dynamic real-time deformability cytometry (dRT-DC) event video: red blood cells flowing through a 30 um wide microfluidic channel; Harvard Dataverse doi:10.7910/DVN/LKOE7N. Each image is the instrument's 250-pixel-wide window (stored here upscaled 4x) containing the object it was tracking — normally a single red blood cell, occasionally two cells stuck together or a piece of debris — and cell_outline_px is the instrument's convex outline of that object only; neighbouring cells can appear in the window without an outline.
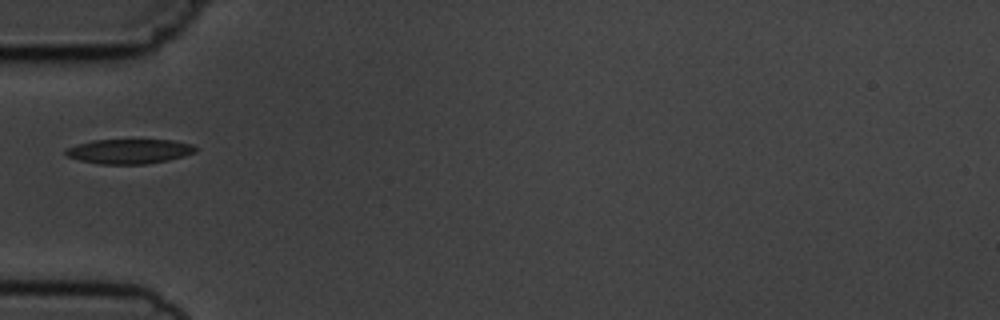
{"species": "common noctule bat (a hibernating species)", "species_latin": "Nyctalus noctula", "temperature_condition": "cold", "stored_images_in_passage": 2, "camera_frame_rate_fps": 3000, "um_per_image_px": 0.085, "animal": {"sex": "male", "body_mass_g": 19.5, "forearm_length_mm": 54.6}, "frame": {"image": 1, "passage_image": 1, "time_ms": 0.0, "image_size_px": [1000, 320], "cell_outline_px": [[196, 152], [184, 156], [168, 160], [144, 164], [100, 164], [80, 160], [68, 156], [64, 152], [64, 148], [76, 144], [92, 140], [172, 140], [192, 144], [196, 148]], "centroid_in_image_um": [10.96, 12.86], "position_along_channel_um": 74.0, "area_um2": 18.67}}
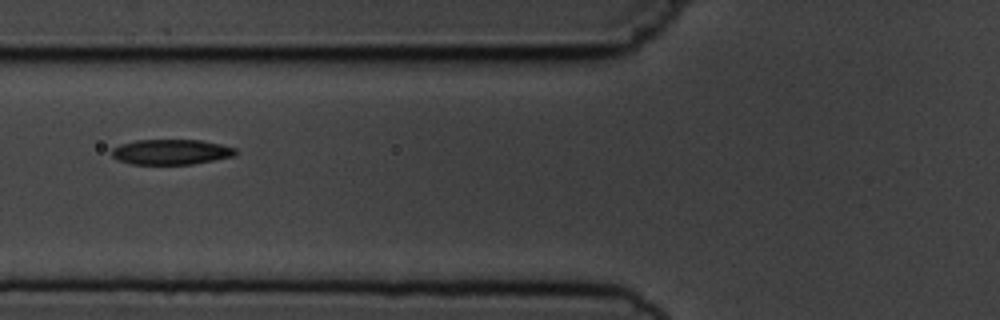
{"frame": {"image": 2, "passage_image": 2, "time_ms": 1.0, "image_size_px": [1000, 320], "cell_outline_px": [[236, 156], [192, 164], [132, 164], [116, 160], [112, 156], [112, 148], [120, 144], [136, 140], [200, 140], [220, 144], [236, 148]], "centroid_in_image_um": [14.53, 12.91], "position_along_channel_um": 111.3, "area_um2": 18.26}}